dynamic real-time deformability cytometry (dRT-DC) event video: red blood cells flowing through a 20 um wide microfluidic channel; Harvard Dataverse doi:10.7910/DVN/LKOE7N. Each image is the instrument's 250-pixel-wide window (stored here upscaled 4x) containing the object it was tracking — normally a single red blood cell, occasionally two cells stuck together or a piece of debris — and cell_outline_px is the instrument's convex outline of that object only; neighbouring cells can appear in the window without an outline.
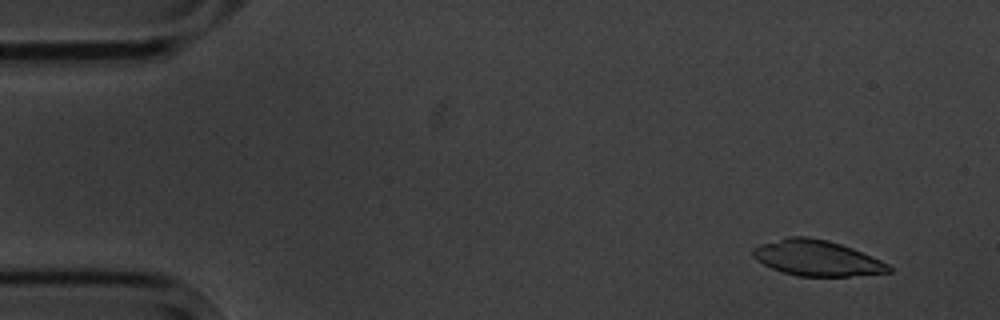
{"species": "common noctule bat (a hibernating species)", "species_latin": "Nyctalus noctula", "temperature_condition": "cold", "stored_images_in_passage": 4, "camera_frame_rate_fps": 3000, "um_per_image_px": 0.085, "animal": {"sex": "male", "body_mass_g": 20.1, "forearm_length_mm": 53.5}, "frame": {"image": 1, "passage_image": 1, "time_ms": 0.0, "image_size_px": [1000, 320], "cell_outline_px": [[892, 272], [848, 276], [800, 276], [784, 272], [772, 268], [756, 260], [752, 256], [752, 248], [760, 244], [788, 236], [808, 236], [828, 240], [852, 248], [872, 256], [888, 264], [892, 268]], "centroid_in_image_um": [69.42, 21.92], "position_along_channel_um": 15.6, "area_um2": 28.15}}
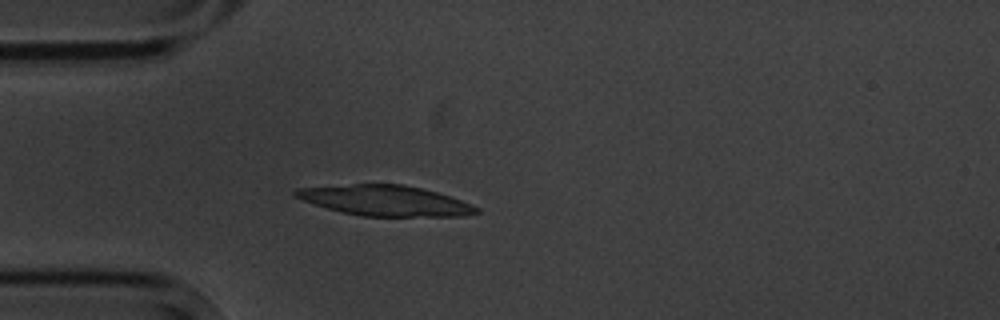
{"frame": {"image": 2, "passage_image": 4, "time_ms": 3.667, "image_size_px": [1000, 320], "cell_outline_px": [[480, 212], [464, 216], [360, 216], [328, 208], [292, 196], [292, 192], [296, 188], [352, 184], [404, 184], [436, 192], [460, 200], [480, 208]], "centroid_in_image_um": [32.73, 17.04], "position_along_channel_um": 52.3, "area_um2": 31.79}}